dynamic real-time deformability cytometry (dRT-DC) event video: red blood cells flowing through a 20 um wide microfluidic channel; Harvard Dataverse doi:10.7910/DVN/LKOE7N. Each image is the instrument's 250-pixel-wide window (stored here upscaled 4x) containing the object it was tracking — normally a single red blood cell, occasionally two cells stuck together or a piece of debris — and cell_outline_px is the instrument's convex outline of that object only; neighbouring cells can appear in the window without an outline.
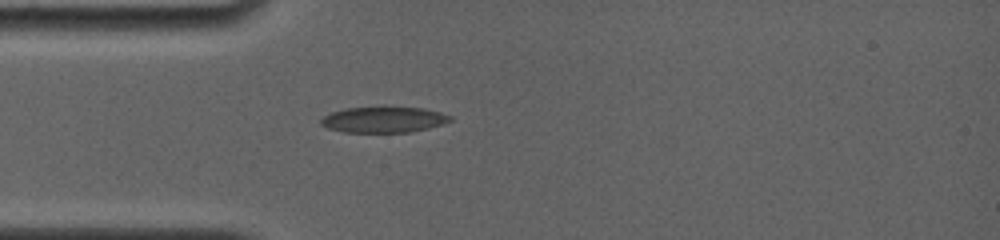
{"species": "common noctule bat (a hibernating species)", "species_latin": "Nyctalus noctula", "temperature_condition": "room temperature", "stored_images_in_passage": 4, "camera_frame_rate_fps": 4000, "um_per_image_px": 0.085, "animal": {"sex": "female", "body_mass_g": 19.0, "forearm_length_mm": 56.7}, "frame": {"image": 1, "passage_image": 1, "time_ms": 0.0, "image_size_px": [1000, 240], "cell_outline_px": [[452, 120], [428, 128], [408, 132], [344, 132], [328, 128], [320, 124], [320, 120], [324, 116], [332, 112], [348, 108], [384, 104], [424, 108], [440, 112], [452, 116]], "centroid_in_image_um": [32.61, 10.12], "position_along_channel_um": 52.4, "area_um2": 20.11}}
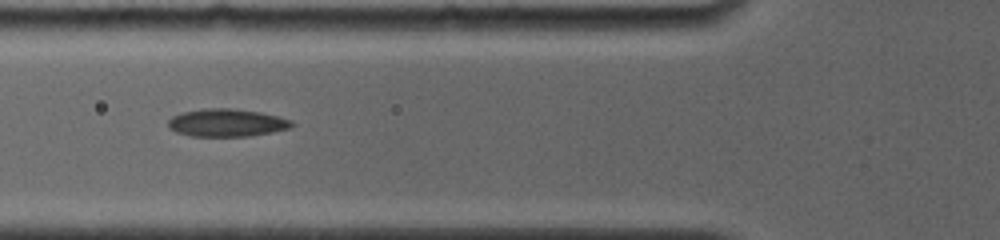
{"frame": {"image": 2, "passage_image": 3, "time_ms": 1.5, "image_size_px": [1000, 240], "cell_outline_px": [[296, 124], [292, 128], [272, 132], [248, 136], [192, 136], [176, 132], [168, 128], [168, 120], [172, 116], [184, 112], [204, 108], [228, 108], [260, 112], [292, 120]], "centroid_in_image_um": [19.29, 10.44], "position_along_channel_um": 106.5, "area_um2": 20.0}}